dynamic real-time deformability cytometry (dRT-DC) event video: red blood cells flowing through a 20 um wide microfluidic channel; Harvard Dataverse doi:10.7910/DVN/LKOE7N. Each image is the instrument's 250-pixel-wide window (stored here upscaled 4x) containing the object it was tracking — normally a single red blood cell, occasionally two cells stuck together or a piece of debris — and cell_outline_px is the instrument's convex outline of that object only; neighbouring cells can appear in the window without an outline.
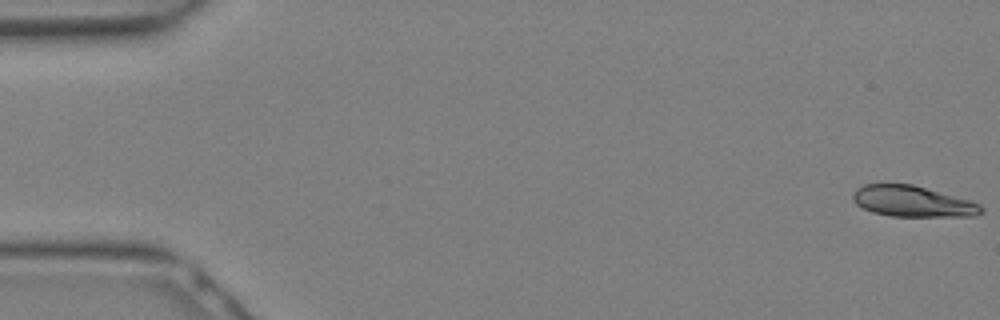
{"species": "Egyptian fruit bat (a non-hibernating species)", "species_latin": "Rousettus aegyptiacus", "temperature_condition": "warm", "stored_images_in_passage": 9, "camera_frame_rate_fps": 3000, "um_per_image_px": 0.085, "animal": {"sex": "female"}, "frame": {"image": 1, "passage_image": 1, "time_ms": 0.0, "image_size_px": [1000, 320], "cell_outline_px": [[984, 212], [976, 216], [892, 216], [872, 212], [856, 204], [852, 200], [852, 196], [856, 188], [864, 184], [912, 184], [968, 200], [980, 204], [984, 208]], "centroid_in_image_um": [77.56, 17.12], "position_along_channel_um": 7.4, "area_um2": 23.0}}